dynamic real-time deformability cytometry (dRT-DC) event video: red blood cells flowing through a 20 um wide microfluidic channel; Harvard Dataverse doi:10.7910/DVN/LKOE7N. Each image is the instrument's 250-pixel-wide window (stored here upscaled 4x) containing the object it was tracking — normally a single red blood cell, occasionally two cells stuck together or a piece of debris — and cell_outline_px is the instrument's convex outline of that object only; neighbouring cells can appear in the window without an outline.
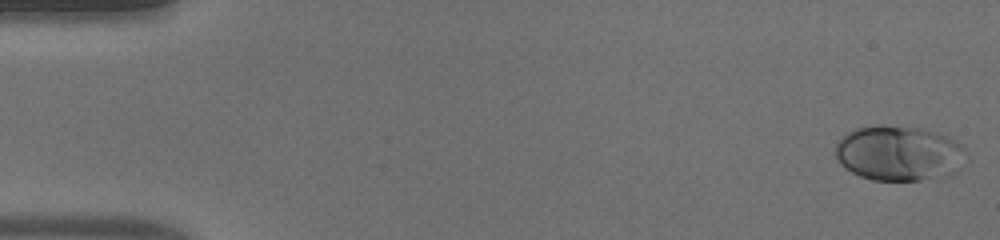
{"species": "human", "species_latin": "Homo sapiens", "temperature_condition": "warm", "stored_images_in_passage": 50, "camera_frame_rate_fps": 3000, "um_per_image_px": 0.085, "donor": {"sex": "male"}, "frame": {"image": 1, "passage_image": 1, "time_ms": 0.0, "image_size_px": [1000, 240], "cell_outline_px": [[964, 144], [956, 172], [952, 176], [920, 180], [872, 180], [860, 176], [844, 168], [840, 164], [832, 152], [836, 144], [848, 132], [856, 128], [880, 124], [924, 128], [948, 136]], "centroid_in_image_um": [76.35, 13.02], "position_along_channel_um": 8.6, "area_um2": 42.25}}
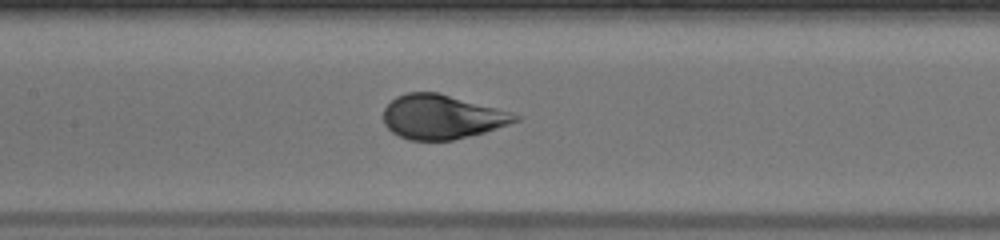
{"frame": {"image": 2, "passage_image": 24, "time_ms": 7.667, "image_size_px": [1000, 240], "cell_outline_px": [[520, 120], [484, 132], [452, 140], [408, 140], [392, 132], [384, 124], [384, 108], [396, 96], [408, 92], [440, 92], [512, 112], [520, 116]], "centroid_in_image_um": [37.55, 9.92], "position_along_channel_um": 169.8, "area_um2": 33.93}}
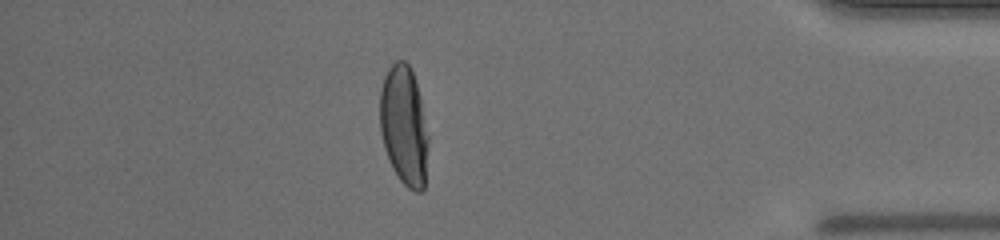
{"frame": {"image": 3, "passage_image": 44, "time_ms": 14.333, "image_size_px": [1000, 240], "cell_outline_px": [[428, 144], [424, 188], [420, 192], [416, 192], [408, 188], [400, 180], [392, 168], [384, 148], [380, 132], [380, 88], [384, 76], [388, 68], [396, 60], [404, 60], [412, 68], [420, 96], [428, 136]], "centroid_in_image_um": [34.33, 10.66], "position_along_channel_um": 400.9, "area_um2": 33.93}, "authors_computed_cell_mechanics": {"area_um2": 35.9516, "velocity_mm_per_s": 4.0212, "shape_relaxation_time_tau1_ms": 3.4519, "shape_relaxation_time_tau2_ms": null, "deformation_change_tau1": 0.1952, "deformation_change_tau2": null}}